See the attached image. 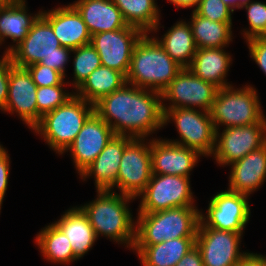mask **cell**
<instances>
[{
    "mask_svg": "<svg viewBox=\"0 0 266 266\" xmlns=\"http://www.w3.org/2000/svg\"><path fill=\"white\" fill-rule=\"evenodd\" d=\"M94 107L95 113L113 129L115 135L146 139L164 127L161 93L127 82L103 97Z\"/></svg>",
    "mask_w": 266,
    "mask_h": 266,
    "instance_id": "cell-1",
    "label": "cell"
},
{
    "mask_svg": "<svg viewBox=\"0 0 266 266\" xmlns=\"http://www.w3.org/2000/svg\"><path fill=\"white\" fill-rule=\"evenodd\" d=\"M97 194L94 201L79 206L88 218L96 237L102 235L133 249L136 222L132 218L128 203L134 198L112 190H97Z\"/></svg>",
    "mask_w": 266,
    "mask_h": 266,
    "instance_id": "cell-2",
    "label": "cell"
},
{
    "mask_svg": "<svg viewBox=\"0 0 266 266\" xmlns=\"http://www.w3.org/2000/svg\"><path fill=\"white\" fill-rule=\"evenodd\" d=\"M182 69L155 37H148V33H144L133 49L126 82L162 93Z\"/></svg>",
    "mask_w": 266,
    "mask_h": 266,
    "instance_id": "cell-3",
    "label": "cell"
},
{
    "mask_svg": "<svg viewBox=\"0 0 266 266\" xmlns=\"http://www.w3.org/2000/svg\"><path fill=\"white\" fill-rule=\"evenodd\" d=\"M137 214L134 246H150L174 238L196 237L200 221L197 206Z\"/></svg>",
    "mask_w": 266,
    "mask_h": 266,
    "instance_id": "cell-4",
    "label": "cell"
},
{
    "mask_svg": "<svg viewBox=\"0 0 266 266\" xmlns=\"http://www.w3.org/2000/svg\"><path fill=\"white\" fill-rule=\"evenodd\" d=\"M94 112V105L74 95L65 104L45 113L32 130L60 155L73 143Z\"/></svg>",
    "mask_w": 266,
    "mask_h": 266,
    "instance_id": "cell-5",
    "label": "cell"
},
{
    "mask_svg": "<svg viewBox=\"0 0 266 266\" xmlns=\"http://www.w3.org/2000/svg\"><path fill=\"white\" fill-rule=\"evenodd\" d=\"M256 89L250 85L234 88L232 85L218 89L209 110L216 131L220 124L237 127L260 123L265 119Z\"/></svg>",
    "mask_w": 266,
    "mask_h": 266,
    "instance_id": "cell-6",
    "label": "cell"
},
{
    "mask_svg": "<svg viewBox=\"0 0 266 266\" xmlns=\"http://www.w3.org/2000/svg\"><path fill=\"white\" fill-rule=\"evenodd\" d=\"M164 126L174 121L181 140L171 143L197 151L201 156H211L215 149L216 130L207 111L192 108H175L164 111Z\"/></svg>",
    "mask_w": 266,
    "mask_h": 266,
    "instance_id": "cell-7",
    "label": "cell"
},
{
    "mask_svg": "<svg viewBox=\"0 0 266 266\" xmlns=\"http://www.w3.org/2000/svg\"><path fill=\"white\" fill-rule=\"evenodd\" d=\"M190 178L152 174L142 197L138 213H153L175 207L195 206Z\"/></svg>",
    "mask_w": 266,
    "mask_h": 266,
    "instance_id": "cell-8",
    "label": "cell"
},
{
    "mask_svg": "<svg viewBox=\"0 0 266 266\" xmlns=\"http://www.w3.org/2000/svg\"><path fill=\"white\" fill-rule=\"evenodd\" d=\"M248 197L229 189L217 192L209 201L207 215L200 211L198 227L243 233L251 214Z\"/></svg>",
    "mask_w": 266,
    "mask_h": 266,
    "instance_id": "cell-9",
    "label": "cell"
},
{
    "mask_svg": "<svg viewBox=\"0 0 266 266\" xmlns=\"http://www.w3.org/2000/svg\"><path fill=\"white\" fill-rule=\"evenodd\" d=\"M145 138H133L125 147L119 165L115 188L121 194L137 198L152 177L150 142Z\"/></svg>",
    "mask_w": 266,
    "mask_h": 266,
    "instance_id": "cell-10",
    "label": "cell"
},
{
    "mask_svg": "<svg viewBox=\"0 0 266 266\" xmlns=\"http://www.w3.org/2000/svg\"><path fill=\"white\" fill-rule=\"evenodd\" d=\"M218 89L194 75L188 68H183L161 93L163 112L166 109L197 107L209 112ZM165 100L170 101L168 106L163 103Z\"/></svg>",
    "mask_w": 266,
    "mask_h": 266,
    "instance_id": "cell-11",
    "label": "cell"
},
{
    "mask_svg": "<svg viewBox=\"0 0 266 266\" xmlns=\"http://www.w3.org/2000/svg\"><path fill=\"white\" fill-rule=\"evenodd\" d=\"M216 131L213 157L220 166L232 164L266 144V118L260 123Z\"/></svg>",
    "mask_w": 266,
    "mask_h": 266,
    "instance_id": "cell-12",
    "label": "cell"
},
{
    "mask_svg": "<svg viewBox=\"0 0 266 266\" xmlns=\"http://www.w3.org/2000/svg\"><path fill=\"white\" fill-rule=\"evenodd\" d=\"M243 233L198 227L195 246L204 266H238L248 252H240Z\"/></svg>",
    "mask_w": 266,
    "mask_h": 266,
    "instance_id": "cell-13",
    "label": "cell"
},
{
    "mask_svg": "<svg viewBox=\"0 0 266 266\" xmlns=\"http://www.w3.org/2000/svg\"><path fill=\"white\" fill-rule=\"evenodd\" d=\"M143 34L138 28L127 25L119 30L92 35L90 44L98 52L103 66L127 76L133 49Z\"/></svg>",
    "mask_w": 266,
    "mask_h": 266,
    "instance_id": "cell-14",
    "label": "cell"
},
{
    "mask_svg": "<svg viewBox=\"0 0 266 266\" xmlns=\"http://www.w3.org/2000/svg\"><path fill=\"white\" fill-rule=\"evenodd\" d=\"M9 54L13 65L26 68L40 63L43 57L62 54V46L50 23L40 14L25 39Z\"/></svg>",
    "mask_w": 266,
    "mask_h": 266,
    "instance_id": "cell-15",
    "label": "cell"
},
{
    "mask_svg": "<svg viewBox=\"0 0 266 266\" xmlns=\"http://www.w3.org/2000/svg\"><path fill=\"white\" fill-rule=\"evenodd\" d=\"M115 136L113 129L95 112L87 119L73 143L67 148L79 175Z\"/></svg>",
    "mask_w": 266,
    "mask_h": 266,
    "instance_id": "cell-16",
    "label": "cell"
},
{
    "mask_svg": "<svg viewBox=\"0 0 266 266\" xmlns=\"http://www.w3.org/2000/svg\"><path fill=\"white\" fill-rule=\"evenodd\" d=\"M37 88L27 68H10L7 102L2 111L18 113L31 130L37 125Z\"/></svg>",
    "mask_w": 266,
    "mask_h": 266,
    "instance_id": "cell-17",
    "label": "cell"
},
{
    "mask_svg": "<svg viewBox=\"0 0 266 266\" xmlns=\"http://www.w3.org/2000/svg\"><path fill=\"white\" fill-rule=\"evenodd\" d=\"M152 157V174L176 175L190 178V171L198 163L200 154L166 139L150 141Z\"/></svg>",
    "mask_w": 266,
    "mask_h": 266,
    "instance_id": "cell-18",
    "label": "cell"
},
{
    "mask_svg": "<svg viewBox=\"0 0 266 266\" xmlns=\"http://www.w3.org/2000/svg\"><path fill=\"white\" fill-rule=\"evenodd\" d=\"M133 139L130 136L115 135L96 159L80 174L83 181L94 176L97 190H112L116 187L119 165L124 149Z\"/></svg>",
    "mask_w": 266,
    "mask_h": 266,
    "instance_id": "cell-19",
    "label": "cell"
},
{
    "mask_svg": "<svg viewBox=\"0 0 266 266\" xmlns=\"http://www.w3.org/2000/svg\"><path fill=\"white\" fill-rule=\"evenodd\" d=\"M62 47L76 49L91 42V35L78 11L71 5L41 11Z\"/></svg>",
    "mask_w": 266,
    "mask_h": 266,
    "instance_id": "cell-20",
    "label": "cell"
},
{
    "mask_svg": "<svg viewBox=\"0 0 266 266\" xmlns=\"http://www.w3.org/2000/svg\"><path fill=\"white\" fill-rule=\"evenodd\" d=\"M230 165L228 189L249 196L266 180V144Z\"/></svg>",
    "mask_w": 266,
    "mask_h": 266,
    "instance_id": "cell-21",
    "label": "cell"
},
{
    "mask_svg": "<svg viewBox=\"0 0 266 266\" xmlns=\"http://www.w3.org/2000/svg\"><path fill=\"white\" fill-rule=\"evenodd\" d=\"M26 0H0V45L5 38H10L16 45L6 48V53H10L20 44L29 33L33 22L41 14H28Z\"/></svg>",
    "mask_w": 266,
    "mask_h": 266,
    "instance_id": "cell-22",
    "label": "cell"
},
{
    "mask_svg": "<svg viewBox=\"0 0 266 266\" xmlns=\"http://www.w3.org/2000/svg\"><path fill=\"white\" fill-rule=\"evenodd\" d=\"M71 5L81 15L91 36L127 26L112 0H77Z\"/></svg>",
    "mask_w": 266,
    "mask_h": 266,
    "instance_id": "cell-23",
    "label": "cell"
},
{
    "mask_svg": "<svg viewBox=\"0 0 266 266\" xmlns=\"http://www.w3.org/2000/svg\"><path fill=\"white\" fill-rule=\"evenodd\" d=\"M223 48L197 49L193 61L187 67L194 75L219 89L231 86L226 81V76L232 64V58Z\"/></svg>",
    "mask_w": 266,
    "mask_h": 266,
    "instance_id": "cell-24",
    "label": "cell"
},
{
    "mask_svg": "<svg viewBox=\"0 0 266 266\" xmlns=\"http://www.w3.org/2000/svg\"><path fill=\"white\" fill-rule=\"evenodd\" d=\"M53 223L68 237L77 259L82 258L97 240L94 229L79 207L68 209Z\"/></svg>",
    "mask_w": 266,
    "mask_h": 266,
    "instance_id": "cell-25",
    "label": "cell"
},
{
    "mask_svg": "<svg viewBox=\"0 0 266 266\" xmlns=\"http://www.w3.org/2000/svg\"><path fill=\"white\" fill-rule=\"evenodd\" d=\"M196 237L174 238L156 245L134 246L142 266H175L195 246Z\"/></svg>",
    "mask_w": 266,
    "mask_h": 266,
    "instance_id": "cell-26",
    "label": "cell"
},
{
    "mask_svg": "<svg viewBox=\"0 0 266 266\" xmlns=\"http://www.w3.org/2000/svg\"><path fill=\"white\" fill-rule=\"evenodd\" d=\"M126 76L118 70L101 65L95 69L74 94L95 105L103 97L121 88Z\"/></svg>",
    "mask_w": 266,
    "mask_h": 266,
    "instance_id": "cell-27",
    "label": "cell"
},
{
    "mask_svg": "<svg viewBox=\"0 0 266 266\" xmlns=\"http://www.w3.org/2000/svg\"><path fill=\"white\" fill-rule=\"evenodd\" d=\"M155 39L181 67L187 68L193 61L197 47L189 22L178 21L164 33L160 40Z\"/></svg>",
    "mask_w": 266,
    "mask_h": 266,
    "instance_id": "cell-28",
    "label": "cell"
},
{
    "mask_svg": "<svg viewBox=\"0 0 266 266\" xmlns=\"http://www.w3.org/2000/svg\"><path fill=\"white\" fill-rule=\"evenodd\" d=\"M189 22L197 49L221 48L232 41V22H216L198 15L194 10Z\"/></svg>",
    "mask_w": 266,
    "mask_h": 266,
    "instance_id": "cell-29",
    "label": "cell"
},
{
    "mask_svg": "<svg viewBox=\"0 0 266 266\" xmlns=\"http://www.w3.org/2000/svg\"><path fill=\"white\" fill-rule=\"evenodd\" d=\"M128 26L143 33L157 32L160 11L155 0H112Z\"/></svg>",
    "mask_w": 266,
    "mask_h": 266,
    "instance_id": "cell-30",
    "label": "cell"
},
{
    "mask_svg": "<svg viewBox=\"0 0 266 266\" xmlns=\"http://www.w3.org/2000/svg\"><path fill=\"white\" fill-rule=\"evenodd\" d=\"M35 238L43 257L49 262L69 264L77 260L68 237L54 223L41 229Z\"/></svg>",
    "mask_w": 266,
    "mask_h": 266,
    "instance_id": "cell-31",
    "label": "cell"
},
{
    "mask_svg": "<svg viewBox=\"0 0 266 266\" xmlns=\"http://www.w3.org/2000/svg\"><path fill=\"white\" fill-rule=\"evenodd\" d=\"M73 70H74V82L73 88L77 90L87 77L98 67L102 65L98 52L89 43L73 49Z\"/></svg>",
    "mask_w": 266,
    "mask_h": 266,
    "instance_id": "cell-32",
    "label": "cell"
},
{
    "mask_svg": "<svg viewBox=\"0 0 266 266\" xmlns=\"http://www.w3.org/2000/svg\"><path fill=\"white\" fill-rule=\"evenodd\" d=\"M64 85H54L38 87L36 92V103H37V124L40 122L42 116L45 113L53 111L57 107L65 104L71 97L73 93L64 90Z\"/></svg>",
    "mask_w": 266,
    "mask_h": 266,
    "instance_id": "cell-33",
    "label": "cell"
},
{
    "mask_svg": "<svg viewBox=\"0 0 266 266\" xmlns=\"http://www.w3.org/2000/svg\"><path fill=\"white\" fill-rule=\"evenodd\" d=\"M242 8L247 10V19L250 25L248 30L243 29V37L246 41L266 36V3L252 0Z\"/></svg>",
    "mask_w": 266,
    "mask_h": 266,
    "instance_id": "cell-34",
    "label": "cell"
},
{
    "mask_svg": "<svg viewBox=\"0 0 266 266\" xmlns=\"http://www.w3.org/2000/svg\"><path fill=\"white\" fill-rule=\"evenodd\" d=\"M194 11L204 18L216 22H232L231 15L234 12L222 0H200Z\"/></svg>",
    "mask_w": 266,
    "mask_h": 266,
    "instance_id": "cell-35",
    "label": "cell"
},
{
    "mask_svg": "<svg viewBox=\"0 0 266 266\" xmlns=\"http://www.w3.org/2000/svg\"><path fill=\"white\" fill-rule=\"evenodd\" d=\"M30 72L33 82L37 87L66 85L65 77L58 71L51 69L43 64L37 63L26 67Z\"/></svg>",
    "mask_w": 266,
    "mask_h": 266,
    "instance_id": "cell-36",
    "label": "cell"
},
{
    "mask_svg": "<svg viewBox=\"0 0 266 266\" xmlns=\"http://www.w3.org/2000/svg\"><path fill=\"white\" fill-rule=\"evenodd\" d=\"M4 56L0 59V110L2 111L7 102L8 87H9V73L13 66L11 56L4 52Z\"/></svg>",
    "mask_w": 266,
    "mask_h": 266,
    "instance_id": "cell-37",
    "label": "cell"
},
{
    "mask_svg": "<svg viewBox=\"0 0 266 266\" xmlns=\"http://www.w3.org/2000/svg\"><path fill=\"white\" fill-rule=\"evenodd\" d=\"M250 57L266 75V36L247 40Z\"/></svg>",
    "mask_w": 266,
    "mask_h": 266,
    "instance_id": "cell-38",
    "label": "cell"
},
{
    "mask_svg": "<svg viewBox=\"0 0 266 266\" xmlns=\"http://www.w3.org/2000/svg\"><path fill=\"white\" fill-rule=\"evenodd\" d=\"M69 53L71 55L72 49L62 47V54H51L47 57H43L40 61V64L50 67L51 69L60 72L64 77H66L65 66L69 61L68 59L70 58Z\"/></svg>",
    "mask_w": 266,
    "mask_h": 266,
    "instance_id": "cell-39",
    "label": "cell"
},
{
    "mask_svg": "<svg viewBox=\"0 0 266 266\" xmlns=\"http://www.w3.org/2000/svg\"><path fill=\"white\" fill-rule=\"evenodd\" d=\"M6 149L0 144V209L8 186L10 159Z\"/></svg>",
    "mask_w": 266,
    "mask_h": 266,
    "instance_id": "cell-40",
    "label": "cell"
},
{
    "mask_svg": "<svg viewBox=\"0 0 266 266\" xmlns=\"http://www.w3.org/2000/svg\"><path fill=\"white\" fill-rule=\"evenodd\" d=\"M175 266H204L200 251L194 246Z\"/></svg>",
    "mask_w": 266,
    "mask_h": 266,
    "instance_id": "cell-41",
    "label": "cell"
},
{
    "mask_svg": "<svg viewBox=\"0 0 266 266\" xmlns=\"http://www.w3.org/2000/svg\"><path fill=\"white\" fill-rule=\"evenodd\" d=\"M238 266H266V256L248 252Z\"/></svg>",
    "mask_w": 266,
    "mask_h": 266,
    "instance_id": "cell-42",
    "label": "cell"
},
{
    "mask_svg": "<svg viewBox=\"0 0 266 266\" xmlns=\"http://www.w3.org/2000/svg\"><path fill=\"white\" fill-rule=\"evenodd\" d=\"M170 1L172 4L176 6V8H192L195 6L196 7L199 5L200 0H167Z\"/></svg>",
    "mask_w": 266,
    "mask_h": 266,
    "instance_id": "cell-43",
    "label": "cell"
},
{
    "mask_svg": "<svg viewBox=\"0 0 266 266\" xmlns=\"http://www.w3.org/2000/svg\"><path fill=\"white\" fill-rule=\"evenodd\" d=\"M227 6H229L233 11L237 9V0H222Z\"/></svg>",
    "mask_w": 266,
    "mask_h": 266,
    "instance_id": "cell-44",
    "label": "cell"
},
{
    "mask_svg": "<svg viewBox=\"0 0 266 266\" xmlns=\"http://www.w3.org/2000/svg\"><path fill=\"white\" fill-rule=\"evenodd\" d=\"M249 2H251V0H237V9H242V7Z\"/></svg>",
    "mask_w": 266,
    "mask_h": 266,
    "instance_id": "cell-45",
    "label": "cell"
}]
</instances>
